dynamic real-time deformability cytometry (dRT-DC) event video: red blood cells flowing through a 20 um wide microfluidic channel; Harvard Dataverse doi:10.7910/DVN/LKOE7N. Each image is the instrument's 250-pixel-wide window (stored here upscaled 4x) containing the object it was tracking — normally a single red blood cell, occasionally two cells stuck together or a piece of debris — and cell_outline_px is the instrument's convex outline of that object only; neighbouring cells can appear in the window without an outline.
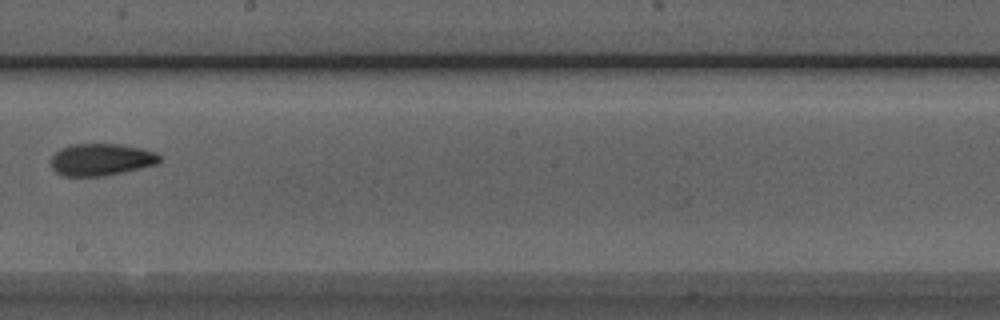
{"species": "Egyptian fruit bat (a non-hibernating species)", "species_latin": "Rousettus aegyptiacus", "temperature_condition": "room temperature", "stored_images_in_passage": 6, "camera_frame_rate_fps": 3000, "um_per_image_px": 0.085, "animal": {"sex": "male"}, "frame": {"image": 1, "passage_image": 6, "time_ms": 5.667, "image_size_px": [1000, 320], "cell_outline_px": [[160, 160], [156, 164], [140, 168], [104, 176], [64, 176], [56, 172], [52, 168], [52, 156], [60, 148], [68, 144], [120, 144], [140, 148], [156, 152], [160, 156]], "centroid_in_image_um": [8.58, 13.56], "position_along_channel_um": 239.6, "area_um2": 20.23}}